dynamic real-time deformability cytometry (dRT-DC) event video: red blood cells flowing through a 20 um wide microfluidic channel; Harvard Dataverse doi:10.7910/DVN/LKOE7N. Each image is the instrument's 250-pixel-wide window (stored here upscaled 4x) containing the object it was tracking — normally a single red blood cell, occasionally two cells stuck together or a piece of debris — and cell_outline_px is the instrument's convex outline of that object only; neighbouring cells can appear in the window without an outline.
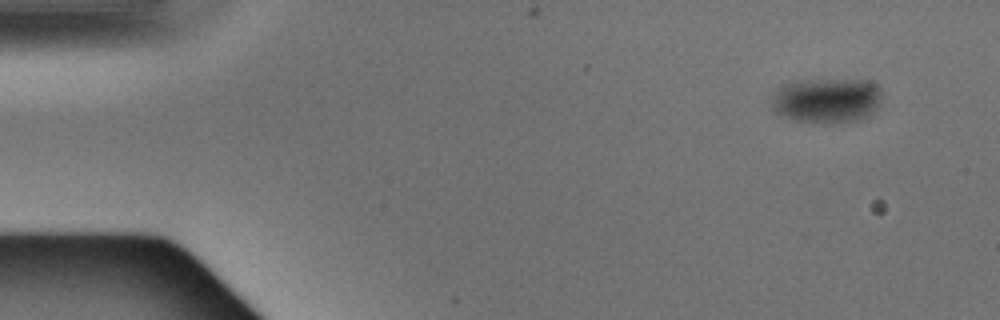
{"species": "Egyptian fruit bat (a non-hibernating species)", "species_latin": "Rousettus aegyptiacus", "temperature_condition": "warm", "stored_images_in_passage": 2, "camera_frame_rate_fps": 3000, "um_per_image_px": 0.085, "animal": {"sex": "male"}, "frame": {"image": 1, "passage_image": 1, "time_ms": 0.0, "image_size_px": [1000, 320], "cell_outline_px": [[884, 96], [880, 104], [868, 116], [860, 120], [832, 124], [792, 120], [776, 112], [772, 108], [772, 96], [780, 88], [796, 80], [868, 80], [876, 84], [884, 92]], "centroid_in_image_um": [70.34, 8.54], "position_along_channel_um": 14.7, "area_um2": 29.3}}